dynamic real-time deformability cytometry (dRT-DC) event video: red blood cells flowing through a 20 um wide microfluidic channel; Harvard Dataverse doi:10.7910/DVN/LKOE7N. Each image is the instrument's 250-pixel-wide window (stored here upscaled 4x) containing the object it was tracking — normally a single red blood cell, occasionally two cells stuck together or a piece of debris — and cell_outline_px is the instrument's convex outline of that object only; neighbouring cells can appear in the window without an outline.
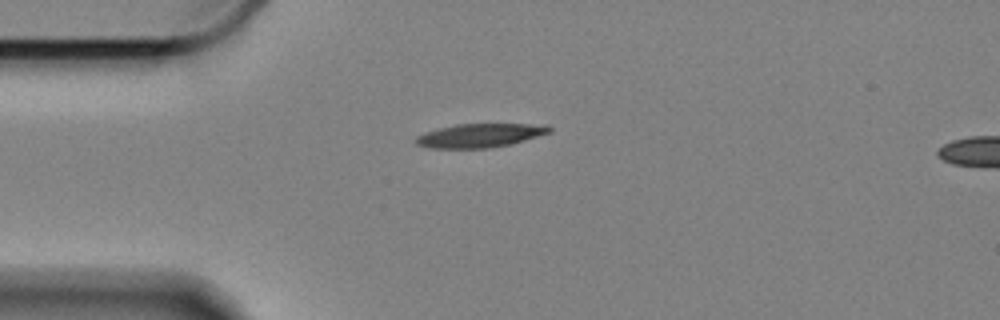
{"species": "Egyptian fruit bat (a non-hibernating species)", "species_latin": "Rousettus aegyptiacus", "temperature_condition": "cold", "stored_images_in_passage": 4, "camera_frame_rate_fps": 3000, "um_per_image_px": 0.085, "animal": {"sex": "female"}, "frame": {"image": 1, "passage_image": 1, "time_ms": 0.0, "image_size_px": [1000, 320], "cell_outline_px": [[552, 132], [524, 140], [508, 144], [488, 148], [428, 148], [416, 144], [412, 140], [416, 136], [424, 132], [456, 124], [548, 124], [552, 128]], "centroid_in_image_um": [40.77, 11.51], "position_along_channel_um": 44.2, "area_um2": 18.55}}